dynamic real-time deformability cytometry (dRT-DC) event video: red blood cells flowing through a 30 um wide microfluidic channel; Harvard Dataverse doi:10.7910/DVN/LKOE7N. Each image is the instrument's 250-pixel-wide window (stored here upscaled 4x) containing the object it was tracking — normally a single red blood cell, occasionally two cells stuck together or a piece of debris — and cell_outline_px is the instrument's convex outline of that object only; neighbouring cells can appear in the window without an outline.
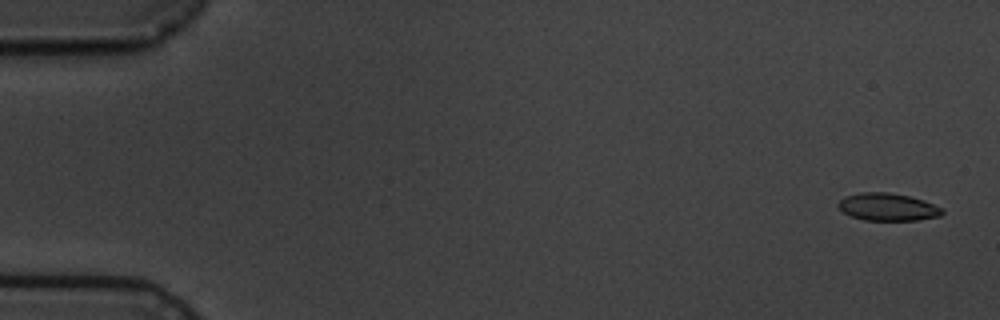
{"species": "common noctule bat (a hibernating species)", "species_latin": "Nyctalus noctula", "temperature_condition": "cold", "stored_images_in_passage": 13, "camera_frame_rate_fps": 3000, "um_per_image_px": 0.085, "animal": {"sex": "male", "body_mass_g": 19.5, "forearm_length_mm": 54.6}, "frame": {"image": 1, "passage_image": 1, "time_ms": 0.0, "image_size_px": [1000, 320], "cell_outline_px": [[944, 212], [940, 216], [916, 220], [864, 220], [852, 216], [844, 212], [836, 204], [840, 200], [848, 196], [860, 192], [888, 192], [908, 196], [924, 200], [944, 208]], "centroid_in_image_um": [75.49, 17.59], "position_along_channel_um": 9.5, "area_um2": 16.59}}
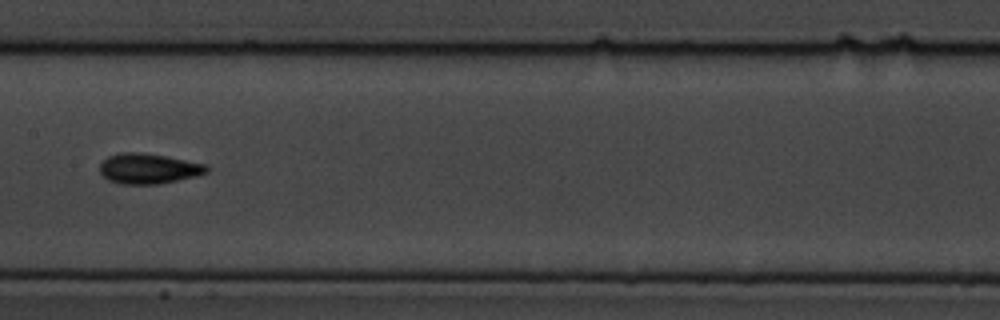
{"frame": {"image": 2, "passage_image": 8, "time_ms": 9.0, "image_size_px": [1000, 320], "cell_outline_px": [[208, 172], [196, 176], [160, 184], [120, 184], [108, 180], [100, 172], [100, 164], [108, 156], [120, 152], [140, 152], [164, 156], [208, 164]], "centroid_in_image_um": [12.63, 14.33], "position_along_channel_um": 194.8, "area_um2": 18.9}}
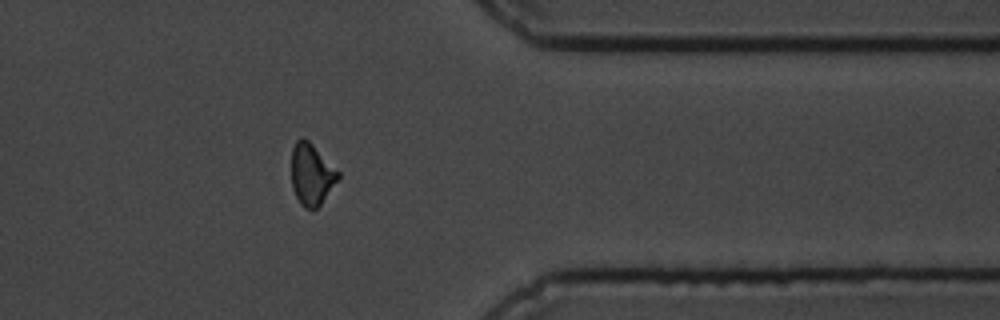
{"frame": {"image": 3, "passage_image": 13, "time_ms": 14.667, "image_size_px": [1000, 320], "cell_outline_px": [[340, 176], [320, 204], [316, 208], [304, 208], [300, 204], [296, 196], [292, 184], [292, 148], [296, 140], [300, 136], [304, 136], [340, 172]], "centroid_in_image_um": [26.47, 14.78], "position_along_channel_um": 384.9, "area_um2": 16.53}, "authors_computed_cell_mechanics": {"area_um2": 17.5712, "velocity_mm_per_s": 3.5734, "shape_relaxation_time_tau1_ms": 3.5129, "shape_relaxation_time_tau2_ms": 3.0992, "deformation_change_tau1": 0.1142, "deformation_change_tau2": 0.1016}}